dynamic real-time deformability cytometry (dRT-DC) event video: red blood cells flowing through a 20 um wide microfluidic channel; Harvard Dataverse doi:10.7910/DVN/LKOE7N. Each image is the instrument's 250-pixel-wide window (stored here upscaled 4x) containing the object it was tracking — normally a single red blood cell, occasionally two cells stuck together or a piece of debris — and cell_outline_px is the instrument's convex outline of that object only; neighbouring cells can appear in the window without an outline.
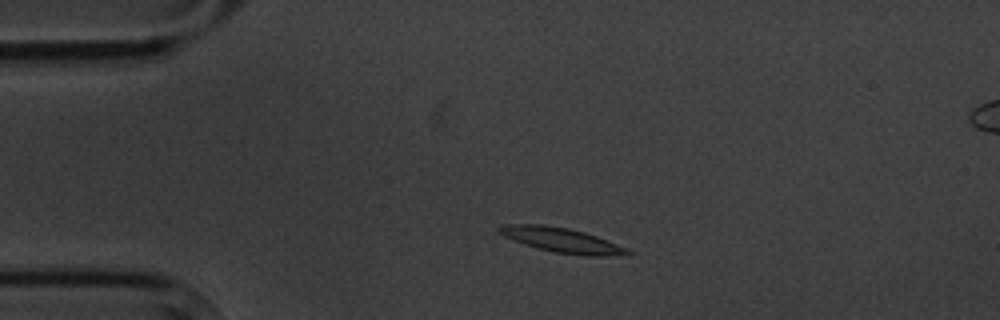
{"species": "common noctule bat (a hibernating species)", "species_latin": "Nyctalus noctula", "temperature_condition": "cold", "stored_images_in_passage": 4, "camera_frame_rate_fps": 3000, "um_per_image_px": 0.085, "animal": {"sex": "male", "body_mass_g": 20.1, "forearm_length_mm": 53.5}, "frame": {"image": 1, "passage_image": 2, "time_ms": 1.333, "image_size_px": [1000, 320], "cell_outline_px": [[632, 252], [604, 256], [584, 256], [552, 252], [536, 248], [524, 244], [504, 236], [496, 232], [496, 228], [508, 224], [540, 224], [568, 228], [584, 232], [596, 236], [616, 244]], "centroid_in_image_um": [47.64, 20.4], "position_along_channel_um": 37.4, "area_um2": 18.21}}